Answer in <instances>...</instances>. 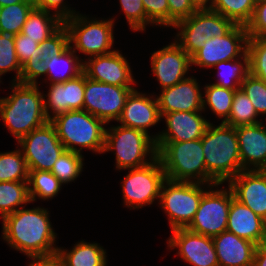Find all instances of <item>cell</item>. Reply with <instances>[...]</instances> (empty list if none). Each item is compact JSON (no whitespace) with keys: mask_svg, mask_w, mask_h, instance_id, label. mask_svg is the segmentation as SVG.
<instances>
[{"mask_svg":"<svg viewBox=\"0 0 266 266\" xmlns=\"http://www.w3.org/2000/svg\"><path fill=\"white\" fill-rule=\"evenodd\" d=\"M43 207L20 208L2 219V239L16 251L30 258L57 255V233ZM55 243V244H54Z\"/></svg>","mask_w":266,"mask_h":266,"instance_id":"6da1fadb","label":"cell"},{"mask_svg":"<svg viewBox=\"0 0 266 266\" xmlns=\"http://www.w3.org/2000/svg\"><path fill=\"white\" fill-rule=\"evenodd\" d=\"M11 93L0 97V117L17 142L46 124L43 93L38 85L11 81Z\"/></svg>","mask_w":266,"mask_h":266,"instance_id":"7a4b0ae2","label":"cell"},{"mask_svg":"<svg viewBox=\"0 0 266 266\" xmlns=\"http://www.w3.org/2000/svg\"><path fill=\"white\" fill-rule=\"evenodd\" d=\"M202 147L208 185L229 182L243 170L235 127L210 122L202 137Z\"/></svg>","mask_w":266,"mask_h":266,"instance_id":"3957f363","label":"cell"},{"mask_svg":"<svg viewBox=\"0 0 266 266\" xmlns=\"http://www.w3.org/2000/svg\"><path fill=\"white\" fill-rule=\"evenodd\" d=\"M50 122L66 150L82 154L83 149H89L103 154L107 124L101 119L82 109L59 114Z\"/></svg>","mask_w":266,"mask_h":266,"instance_id":"277c9868","label":"cell"},{"mask_svg":"<svg viewBox=\"0 0 266 266\" xmlns=\"http://www.w3.org/2000/svg\"><path fill=\"white\" fill-rule=\"evenodd\" d=\"M166 178L207 184L202 138L184 142H155Z\"/></svg>","mask_w":266,"mask_h":266,"instance_id":"5b68a950","label":"cell"},{"mask_svg":"<svg viewBox=\"0 0 266 266\" xmlns=\"http://www.w3.org/2000/svg\"><path fill=\"white\" fill-rule=\"evenodd\" d=\"M109 151L116 155L117 170L144 167L157 158L154 135L120 124L106 128L103 153Z\"/></svg>","mask_w":266,"mask_h":266,"instance_id":"8992f818","label":"cell"},{"mask_svg":"<svg viewBox=\"0 0 266 266\" xmlns=\"http://www.w3.org/2000/svg\"><path fill=\"white\" fill-rule=\"evenodd\" d=\"M69 35V46L87 58L110 54L113 50L114 18L99 20L77 12L63 21Z\"/></svg>","mask_w":266,"mask_h":266,"instance_id":"52a82bcc","label":"cell"},{"mask_svg":"<svg viewBox=\"0 0 266 266\" xmlns=\"http://www.w3.org/2000/svg\"><path fill=\"white\" fill-rule=\"evenodd\" d=\"M206 186V187H205ZM211 185L166 179L162 185L159 206L168 216L171 231L187 228L197 212L204 192Z\"/></svg>","mask_w":266,"mask_h":266,"instance_id":"ba28073f","label":"cell"},{"mask_svg":"<svg viewBox=\"0 0 266 266\" xmlns=\"http://www.w3.org/2000/svg\"><path fill=\"white\" fill-rule=\"evenodd\" d=\"M235 24L209 8H199L190 17L178 21L172 28L179 32L175 41L192 57L212 37H223Z\"/></svg>","mask_w":266,"mask_h":266,"instance_id":"9c48e42d","label":"cell"},{"mask_svg":"<svg viewBox=\"0 0 266 266\" xmlns=\"http://www.w3.org/2000/svg\"><path fill=\"white\" fill-rule=\"evenodd\" d=\"M129 173L121 180L122 199L130 209H139L159 202L161 188L167 179L162 163L157 157L144 167L127 169Z\"/></svg>","mask_w":266,"mask_h":266,"instance_id":"30bf717a","label":"cell"},{"mask_svg":"<svg viewBox=\"0 0 266 266\" xmlns=\"http://www.w3.org/2000/svg\"><path fill=\"white\" fill-rule=\"evenodd\" d=\"M220 185L222 183L213 184L204 192L188 230L209 237L226 231L231 201L235 197L229 185L218 189Z\"/></svg>","mask_w":266,"mask_h":266,"instance_id":"8fae6325","label":"cell"},{"mask_svg":"<svg viewBox=\"0 0 266 266\" xmlns=\"http://www.w3.org/2000/svg\"><path fill=\"white\" fill-rule=\"evenodd\" d=\"M29 171H51L54 163L66 150L48 121L18 141Z\"/></svg>","mask_w":266,"mask_h":266,"instance_id":"7c38bea8","label":"cell"},{"mask_svg":"<svg viewBox=\"0 0 266 266\" xmlns=\"http://www.w3.org/2000/svg\"><path fill=\"white\" fill-rule=\"evenodd\" d=\"M136 88L119 87L92 80L85 75L83 109L107 125L119 119L127 97Z\"/></svg>","mask_w":266,"mask_h":266,"instance_id":"4fadbf2b","label":"cell"},{"mask_svg":"<svg viewBox=\"0 0 266 266\" xmlns=\"http://www.w3.org/2000/svg\"><path fill=\"white\" fill-rule=\"evenodd\" d=\"M246 26L235 25L223 37L208 39L192 57V66L212 68L219 62L239 59L247 52Z\"/></svg>","mask_w":266,"mask_h":266,"instance_id":"5bb4252c","label":"cell"},{"mask_svg":"<svg viewBox=\"0 0 266 266\" xmlns=\"http://www.w3.org/2000/svg\"><path fill=\"white\" fill-rule=\"evenodd\" d=\"M167 240L170 250L191 266H219L212 237L194 233L187 228L172 230Z\"/></svg>","mask_w":266,"mask_h":266,"instance_id":"9a60e30c","label":"cell"},{"mask_svg":"<svg viewBox=\"0 0 266 266\" xmlns=\"http://www.w3.org/2000/svg\"><path fill=\"white\" fill-rule=\"evenodd\" d=\"M150 61L151 71L161 86L160 90L186 79L192 68L191 57L175 40L153 52Z\"/></svg>","mask_w":266,"mask_h":266,"instance_id":"2e32d148","label":"cell"},{"mask_svg":"<svg viewBox=\"0 0 266 266\" xmlns=\"http://www.w3.org/2000/svg\"><path fill=\"white\" fill-rule=\"evenodd\" d=\"M86 60L83 61L86 77L105 84L135 88L133 85L136 84V79L133 78L130 63L118 49Z\"/></svg>","mask_w":266,"mask_h":266,"instance_id":"e0dca14e","label":"cell"},{"mask_svg":"<svg viewBox=\"0 0 266 266\" xmlns=\"http://www.w3.org/2000/svg\"><path fill=\"white\" fill-rule=\"evenodd\" d=\"M48 92L43 93L47 119L70 110H82L84 105L85 74L82 72L66 82L49 84ZM46 98V99H45Z\"/></svg>","mask_w":266,"mask_h":266,"instance_id":"ac0fdd59","label":"cell"},{"mask_svg":"<svg viewBox=\"0 0 266 266\" xmlns=\"http://www.w3.org/2000/svg\"><path fill=\"white\" fill-rule=\"evenodd\" d=\"M228 185L236 200L266 221V170H242Z\"/></svg>","mask_w":266,"mask_h":266,"instance_id":"d6986e66","label":"cell"},{"mask_svg":"<svg viewBox=\"0 0 266 266\" xmlns=\"http://www.w3.org/2000/svg\"><path fill=\"white\" fill-rule=\"evenodd\" d=\"M202 113L177 111L163 114L167 128L154 134L155 142H184L202 138L210 123Z\"/></svg>","mask_w":266,"mask_h":266,"instance_id":"ffe728a7","label":"cell"},{"mask_svg":"<svg viewBox=\"0 0 266 266\" xmlns=\"http://www.w3.org/2000/svg\"><path fill=\"white\" fill-rule=\"evenodd\" d=\"M155 96V94L140 93L134 89L127 97L117 122L122 126L138 129L150 135L148 129L162 120Z\"/></svg>","mask_w":266,"mask_h":266,"instance_id":"44dd1931","label":"cell"},{"mask_svg":"<svg viewBox=\"0 0 266 266\" xmlns=\"http://www.w3.org/2000/svg\"><path fill=\"white\" fill-rule=\"evenodd\" d=\"M194 76H187L172 87L162 89L156 95L161 116L165 113L203 111V93Z\"/></svg>","mask_w":266,"mask_h":266,"instance_id":"7402d4cb","label":"cell"},{"mask_svg":"<svg viewBox=\"0 0 266 266\" xmlns=\"http://www.w3.org/2000/svg\"><path fill=\"white\" fill-rule=\"evenodd\" d=\"M236 133L243 170H266L264 123L236 127Z\"/></svg>","mask_w":266,"mask_h":266,"instance_id":"603a6c76","label":"cell"},{"mask_svg":"<svg viewBox=\"0 0 266 266\" xmlns=\"http://www.w3.org/2000/svg\"><path fill=\"white\" fill-rule=\"evenodd\" d=\"M226 230L256 245L266 241V221L235 198L231 201Z\"/></svg>","mask_w":266,"mask_h":266,"instance_id":"cb8c5ba5","label":"cell"},{"mask_svg":"<svg viewBox=\"0 0 266 266\" xmlns=\"http://www.w3.org/2000/svg\"><path fill=\"white\" fill-rule=\"evenodd\" d=\"M212 239L219 266H253L255 243L227 230Z\"/></svg>","mask_w":266,"mask_h":266,"instance_id":"d4e9b609","label":"cell"},{"mask_svg":"<svg viewBox=\"0 0 266 266\" xmlns=\"http://www.w3.org/2000/svg\"><path fill=\"white\" fill-rule=\"evenodd\" d=\"M107 252L98 243L81 240L69 250L58 247L57 259L60 266H107Z\"/></svg>","mask_w":266,"mask_h":266,"instance_id":"484cf974","label":"cell"},{"mask_svg":"<svg viewBox=\"0 0 266 266\" xmlns=\"http://www.w3.org/2000/svg\"><path fill=\"white\" fill-rule=\"evenodd\" d=\"M77 53L68 46L63 52L59 55L53 56L51 59L47 60L46 64V77L44 82L53 84V83H63L69 79L75 78L83 72V61Z\"/></svg>","mask_w":266,"mask_h":266,"instance_id":"4316f807","label":"cell"},{"mask_svg":"<svg viewBox=\"0 0 266 266\" xmlns=\"http://www.w3.org/2000/svg\"><path fill=\"white\" fill-rule=\"evenodd\" d=\"M62 25L63 21L55 14L34 7L28 14L21 34L25 38L37 40L40 44L53 35Z\"/></svg>","mask_w":266,"mask_h":266,"instance_id":"83f0119b","label":"cell"},{"mask_svg":"<svg viewBox=\"0 0 266 266\" xmlns=\"http://www.w3.org/2000/svg\"><path fill=\"white\" fill-rule=\"evenodd\" d=\"M203 89V112L208 109L224 123L231 112L235 90L227 89L215 84H206Z\"/></svg>","mask_w":266,"mask_h":266,"instance_id":"f1b7e54d","label":"cell"},{"mask_svg":"<svg viewBox=\"0 0 266 266\" xmlns=\"http://www.w3.org/2000/svg\"><path fill=\"white\" fill-rule=\"evenodd\" d=\"M212 68H218L219 79L213 84L227 89H239L249 74V56L246 52L239 59L219 62Z\"/></svg>","mask_w":266,"mask_h":266,"instance_id":"f546056e","label":"cell"},{"mask_svg":"<svg viewBox=\"0 0 266 266\" xmlns=\"http://www.w3.org/2000/svg\"><path fill=\"white\" fill-rule=\"evenodd\" d=\"M63 184L50 172L35 170L29 171L28 193L31 203L41 200H52L58 195Z\"/></svg>","mask_w":266,"mask_h":266,"instance_id":"4dcf8cb0","label":"cell"},{"mask_svg":"<svg viewBox=\"0 0 266 266\" xmlns=\"http://www.w3.org/2000/svg\"><path fill=\"white\" fill-rule=\"evenodd\" d=\"M28 182H0V217L30 204Z\"/></svg>","mask_w":266,"mask_h":266,"instance_id":"1f68e13d","label":"cell"},{"mask_svg":"<svg viewBox=\"0 0 266 266\" xmlns=\"http://www.w3.org/2000/svg\"><path fill=\"white\" fill-rule=\"evenodd\" d=\"M255 0H211L209 9L231 20L235 25L246 26L253 15Z\"/></svg>","mask_w":266,"mask_h":266,"instance_id":"d6a6232c","label":"cell"},{"mask_svg":"<svg viewBox=\"0 0 266 266\" xmlns=\"http://www.w3.org/2000/svg\"><path fill=\"white\" fill-rule=\"evenodd\" d=\"M29 170L19 147L0 152V182H28Z\"/></svg>","mask_w":266,"mask_h":266,"instance_id":"836d02e7","label":"cell"},{"mask_svg":"<svg viewBox=\"0 0 266 266\" xmlns=\"http://www.w3.org/2000/svg\"><path fill=\"white\" fill-rule=\"evenodd\" d=\"M258 116L251 100L243 90L239 88L235 90L231 112L224 124L235 128L239 126L255 125L262 122V119L258 120Z\"/></svg>","mask_w":266,"mask_h":266,"instance_id":"e575fe53","label":"cell"},{"mask_svg":"<svg viewBox=\"0 0 266 266\" xmlns=\"http://www.w3.org/2000/svg\"><path fill=\"white\" fill-rule=\"evenodd\" d=\"M34 7V2H20L2 7L0 12V33L14 36L21 33L28 14Z\"/></svg>","mask_w":266,"mask_h":266,"instance_id":"d590c367","label":"cell"},{"mask_svg":"<svg viewBox=\"0 0 266 266\" xmlns=\"http://www.w3.org/2000/svg\"><path fill=\"white\" fill-rule=\"evenodd\" d=\"M84 155L65 150L50 171L63 185L75 181L83 171Z\"/></svg>","mask_w":266,"mask_h":266,"instance_id":"8d00e7d4","label":"cell"},{"mask_svg":"<svg viewBox=\"0 0 266 266\" xmlns=\"http://www.w3.org/2000/svg\"><path fill=\"white\" fill-rule=\"evenodd\" d=\"M249 73L266 82V35L248 37Z\"/></svg>","mask_w":266,"mask_h":266,"instance_id":"74e56055","label":"cell"},{"mask_svg":"<svg viewBox=\"0 0 266 266\" xmlns=\"http://www.w3.org/2000/svg\"><path fill=\"white\" fill-rule=\"evenodd\" d=\"M13 71L16 73L12 82H19L22 66L17 58L14 35L0 33V77Z\"/></svg>","mask_w":266,"mask_h":266,"instance_id":"f35d334b","label":"cell"},{"mask_svg":"<svg viewBox=\"0 0 266 266\" xmlns=\"http://www.w3.org/2000/svg\"><path fill=\"white\" fill-rule=\"evenodd\" d=\"M240 88L251 100L259 117L266 116V82L249 73Z\"/></svg>","mask_w":266,"mask_h":266,"instance_id":"ab89813d","label":"cell"},{"mask_svg":"<svg viewBox=\"0 0 266 266\" xmlns=\"http://www.w3.org/2000/svg\"><path fill=\"white\" fill-rule=\"evenodd\" d=\"M127 23L132 31H145L147 25H154L146 16L142 0H119Z\"/></svg>","mask_w":266,"mask_h":266,"instance_id":"60d3db41","label":"cell"},{"mask_svg":"<svg viewBox=\"0 0 266 266\" xmlns=\"http://www.w3.org/2000/svg\"><path fill=\"white\" fill-rule=\"evenodd\" d=\"M42 54L41 60L47 61L55 55H59L69 46V35L64 24L49 38L40 44Z\"/></svg>","mask_w":266,"mask_h":266,"instance_id":"b9f144b4","label":"cell"},{"mask_svg":"<svg viewBox=\"0 0 266 266\" xmlns=\"http://www.w3.org/2000/svg\"><path fill=\"white\" fill-rule=\"evenodd\" d=\"M147 18L154 26L169 27V6L167 0H142Z\"/></svg>","mask_w":266,"mask_h":266,"instance_id":"7bdbcfd3","label":"cell"},{"mask_svg":"<svg viewBox=\"0 0 266 266\" xmlns=\"http://www.w3.org/2000/svg\"><path fill=\"white\" fill-rule=\"evenodd\" d=\"M14 42L17 58L21 66L29 59H36L37 55L43 54L37 40L25 38L21 33L14 36Z\"/></svg>","mask_w":266,"mask_h":266,"instance_id":"ee69618b","label":"cell"},{"mask_svg":"<svg viewBox=\"0 0 266 266\" xmlns=\"http://www.w3.org/2000/svg\"><path fill=\"white\" fill-rule=\"evenodd\" d=\"M42 54L37 55L36 59H29L22 66L20 83L38 85V78L42 75L46 77L47 61L41 60Z\"/></svg>","mask_w":266,"mask_h":266,"instance_id":"f6af8a7d","label":"cell"},{"mask_svg":"<svg viewBox=\"0 0 266 266\" xmlns=\"http://www.w3.org/2000/svg\"><path fill=\"white\" fill-rule=\"evenodd\" d=\"M169 6V27L178 21L190 17L199 8L192 0H167Z\"/></svg>","mask_w":266,"mask_h":266,"instance_id":"bcb514c9","label":"cell"},{"mask_svg":"<svg viewBox=\"0 0 266 266\" xmlns=\"http://www.w3.org/2000/svg\"><path fill=\"white\" fill-rule=\"evenodd\" d=\"M248 37L266 35V1L256 3L250 22L246 25Z\"/></svg>","mask_w":266,"mask_h":266,"instance_id":"7dc6e473","label":"cell"},{"mask_svg":"<svg viewBox=\"0 0 266 266\" xmlns=\"http://www.w3.org/2000/svg\"><path fill=\"white\" fill-rule=\"evenodd\" d=\"M64 1L65 0H34V3L35 7L51 12L64 21L77 13Z\"/></svg>","mask_w":266,"mask_h":266,"instance_id":"c3c4849f","label":"cell"},{"mask_svg":"<svg viewBox=\"0 0 266 266\" xmlns=\"http://www.w3.org/2000/svg\"><path fill=\"white\" fill-rule=\"evenodd\" d=\"M253 266H266V241L256 246Z\"/></svg>","mask_w":266,"mask_h":266,"instance_id":"681fc988","label":"cell"},{"mask_svg":"<svg viewBox=\"0 0 266 266\" xmlns=\"http://www.w3.org/2000/svg\"><path fill=\"white\" fill-rule=\"evenodd\" d=\"M28 266H60L56 256L46 258H30Z\"/></svg>","mask_w":266,"mask_h":266,"instance_id":"f907efd6","label":"cell"},{"mask_svg":"<svg viewBox=\"0 0 266 266\" xmlns=\"http://www.w3.org/2000/svg\"><path fill=\"white\" fill-rule=\"evenodd\" d=\"M20 2H34V0H0V7L17 4Z\"/></svg>","mask_w":266,"mask_h":266,"instance_id":"816d5d0a","label":"cell"},{"mask_svg":"<svg viewBox=\"0 0 266 266\" xmlns=\"http://www.w3.org/2000/svg\"><path fill=\"white\" fill-rule=\"evenodd\" d=\"M198 8H209L211 0H192Z\"/></svg>","mask_w":266,"mask_h":266,"instance_id":"f5cc1de1","label":"cell"},{"mask_svg":"<svg viewBox=\"0 0 266 266\" xmlns=\"http://www.w3.org/2000/svg\"><path fill=\"white\" fill-rule=\"evenodd\" d=\"M255 1H256V3H259V2H264L266 0H255Z\"/></svg>","mask_w":266,"mask_h":266,"instance_id":"db71d44e","label":"cell"}]
</instances>
